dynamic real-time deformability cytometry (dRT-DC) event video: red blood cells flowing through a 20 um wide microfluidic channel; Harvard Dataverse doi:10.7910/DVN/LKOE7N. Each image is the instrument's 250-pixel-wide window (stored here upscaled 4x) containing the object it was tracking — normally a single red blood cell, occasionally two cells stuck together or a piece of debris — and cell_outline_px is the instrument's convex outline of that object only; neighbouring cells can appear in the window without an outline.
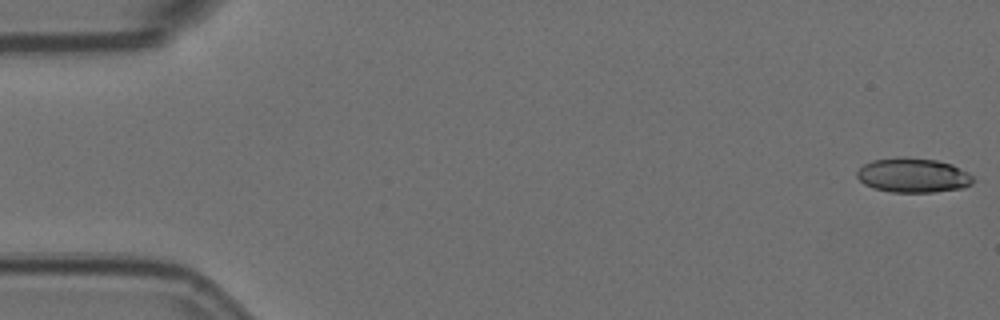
{"species": "Egyptian fruit bat (a non-hibernating species)", "species_latin": "Rousettus aegyptiacus", "temperature_condition": "room temperature", "stored_images_in_passage": 21, "camera_frame_rate_fps": 3000, "um_per_image_px": 0.085, "animal": {"sex": "female"}, "frame": {"image": 1, "passage_image": 1, "time_ms": 0.0, "image_size_px": [1000, 320], "cell_outline_px": [[972, 184], [964, 188], [936, 192], [892, 192], [872, 188], [864, 184], [856, 176], [856, 172], [864, 164], [872, 160], [900, 156], [904, 156], [936, 160], [952, 164], [968, 172], [972, 176]], "centroid_in_image_um": [77.6, 14.89], "position_along_channel_um": 7.4, "area_um2": 23.58}}
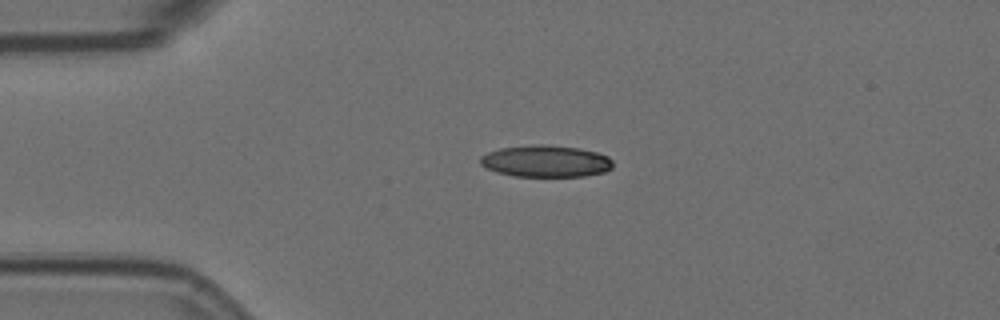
{"frame": {"image": 2, "passage_image": 13, "time_ms": 4.0, "image_size_px": [1000, 320], "cell_outline_px": [[612, 168], [604, 172], [584, 176], [512, 176], [496, 172], [480, 164], [480, 156], [488, 152], [500, 148], [532, 144], [544, 144], [580, 148], [596, 152], [608, 156], [612, 160]], "centroid_in_image_um": [46.38, 13.69], "position_along_channel_um": 38.6, "area_um2": 24.68}}
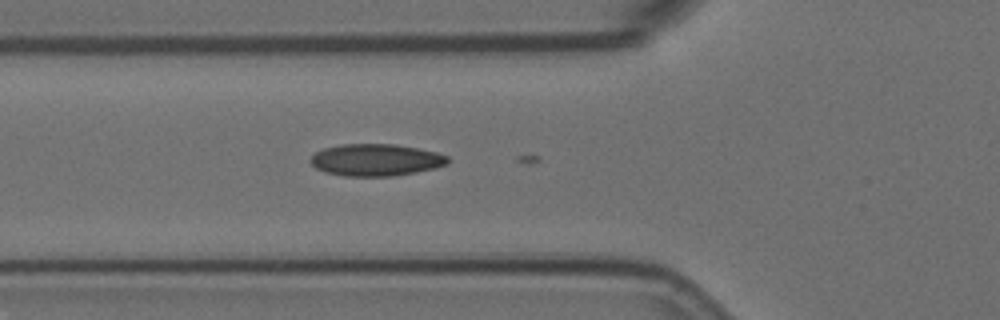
{"frame": {"image": 3, "passage_image": 20, "time_ms": 6.333, "image_size_px": [1000, 320], "cell_outline_px": [[448, 164], [436, 168], [416, 172], [392, 176], [344, 176], [324, 172], [316, 168], [308, 160], [316, 152], [324, 148], [340, 144], [396, 144], [436, 152], [448, 156]], "centroid_in_image_um": [31.94, 13.59], "position_along_channel_um": 93.9, "area_um2": 25.66}}